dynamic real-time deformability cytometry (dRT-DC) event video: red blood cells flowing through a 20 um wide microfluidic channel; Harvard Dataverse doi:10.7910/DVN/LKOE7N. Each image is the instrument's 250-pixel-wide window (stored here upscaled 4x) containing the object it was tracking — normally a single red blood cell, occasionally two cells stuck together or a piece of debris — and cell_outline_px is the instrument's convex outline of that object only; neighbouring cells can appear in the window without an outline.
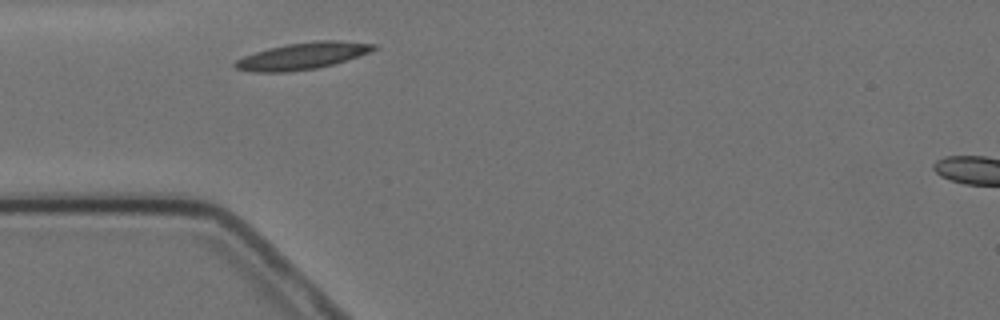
{"species": "Egyptian fruit bat (a non-hibernating species)", "species_latin": "Rousettus aegyptiacus", "temperature_condition": "cold", "stored_images_in_passage": 2, "segment_of_instrument_passage": [1, 2], "camera_frame_rate_fps": 3000, "um_per_image_px": 0.085, "animal": {"sex": "female"}, "frame": {"image": 1, "passage_image": 1, "time_ms": 0.0, "image_size_px": [1000, 320], "cell_outline_px": [[376, 48], [368, 52], [332, 64], [316, 68], [284, 72], [252, 72], [236, 68], [232, 64], [236, 60], [244, 56], [268, 48], [288, 44], [316, 40], [336, 40], [376, 44]], "centroid_in_image_um": [25.66, 4.75], "position_along_channel_um": 59.3, "area_um2": 21.21}}